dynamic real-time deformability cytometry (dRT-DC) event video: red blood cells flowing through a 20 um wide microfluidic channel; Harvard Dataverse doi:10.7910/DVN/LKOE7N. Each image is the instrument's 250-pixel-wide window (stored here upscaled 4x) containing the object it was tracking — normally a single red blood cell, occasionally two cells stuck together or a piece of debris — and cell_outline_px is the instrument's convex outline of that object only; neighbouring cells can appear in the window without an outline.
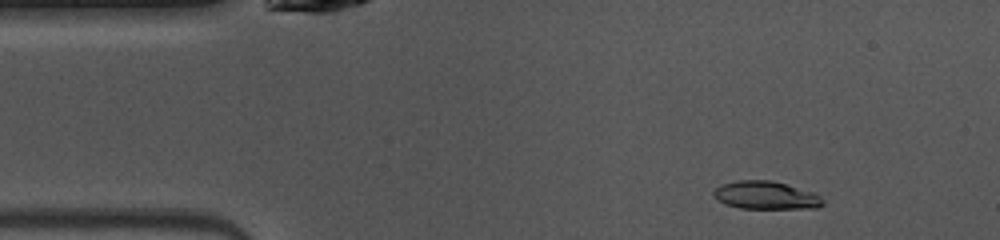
{"species": "common noctule bat (a hibernating species)", "species_latin": "Nyctalus noctula", "temperature_condition": "warm", "stored_images_in_passage": 47, "camera_frame_rate_fps": 3000, "um_per_image_px": 0.085, "animal": {"sex": "female", "body_mass_g": 10.0, "forearm_length_mm": 53.1}, "frame": {"image": 1, "passage_image": 5, "time_ms": 1.333, "image_size_px": [1000, 240], "cell_outline_px": [[824, 204], [816, 208], [740, 208], [724, 204], [716, 200], [712, 196], [712, 192], [716, 188], [724, 184], [736, 180], [772, 180], [816, 192], [824, 200]], "centroid_in_image_um": [65.1, 16.59], "position_along_channel_um": 19.9, "area_um2": 18.03}}
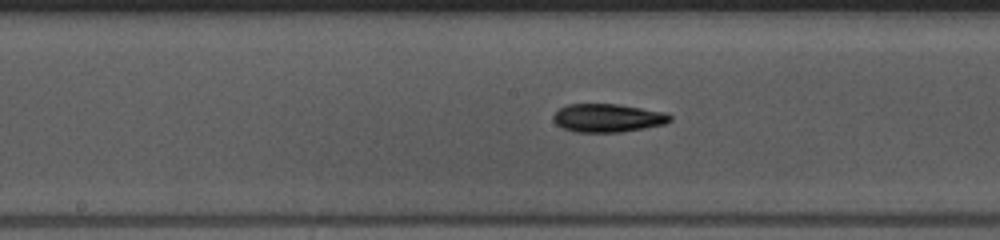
{"frame": {"image": 2, "passage_image": 22, "time_ms": 7.0, "image_size_px": [1000, 240], "cell_outline_px": [[672, 120], [664, 124], [644, 128], [620, 132], [576, 132], [564, 128], [556, 124], [552, 120], [552, 116], [560, 108], [568, 104], [616, 104], [664, 112], [672, 116]], "centroid_in_image_um": [51.64, 10.03], "position_along_channel_um": 196.6, "area_um2": 19.13}}
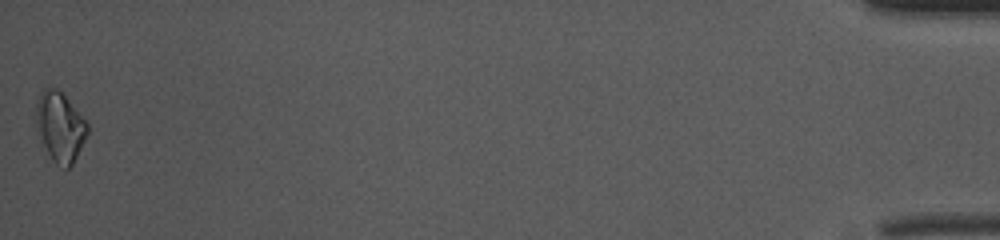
{"frame": {"image": 3, "passage_image": 47, "time_ms": 15.333, "image_size_px": [1000, 240], "cell_outline_px": [[88, 132], [72, 164], [68, 168], [64, 168], [56, 164], [52, 160], [44, 144], [36, 120], [36, 104], [40, 92], [44, 88], [56, 88], [64, 96], [88, 124]], "centroid_in_image_um": [5.1, 10.77], "position_along_channel_um": 430.1, "area_um2": 20.0}, "authors_computed_cell_mechanics": {"area_um2": 18.2648, "velocity_mm_per_s": 4.0757, "shape_relaxation_time_tau1_ms": 2.6284, "shape_relaxation_time_tau2_ms": null, "deformation_change_tau1": 0.1067, "deformation_change_tau2": null}}